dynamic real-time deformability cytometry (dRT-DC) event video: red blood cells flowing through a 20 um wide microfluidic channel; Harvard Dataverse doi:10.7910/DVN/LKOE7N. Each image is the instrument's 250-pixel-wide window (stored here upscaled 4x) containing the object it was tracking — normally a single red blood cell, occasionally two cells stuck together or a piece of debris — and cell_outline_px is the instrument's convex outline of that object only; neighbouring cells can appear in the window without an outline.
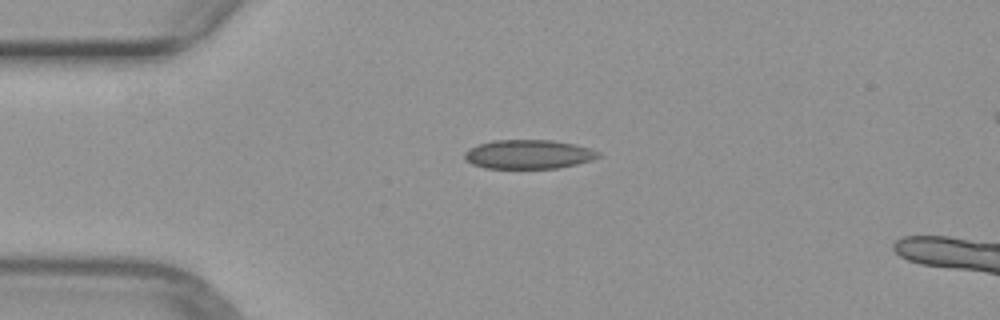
{"species": "common noctule bat (a hibernating species)", "species_latin": "Nyctalus noctula", "temperature_condition": "warm", "stored_images_in_passage": 5, "camera_frame_rate_fps": 3000, "um_per_image_px": 0.085, "animal": {"sex": "female", "body_mass_g": 29.2, "forearm_length_mm": 56.3}, "frame": {"image": 1, "passage_image": 1, "time_ms": 0.0, "image_size_px": [1000, 320], "cell_outline_px": [[600, 156], [592, 160], [576, 164], [556, 168], [484, 168], [472, 164], [464, 156], [464, 152], [468, 148], [492, 140], [552, 140], [592, 148], [600, 152]], "centroid_in_image_um": [44.93, 13.11], "position_along_channel_um": 40.1, "area_um2": 22.6}}